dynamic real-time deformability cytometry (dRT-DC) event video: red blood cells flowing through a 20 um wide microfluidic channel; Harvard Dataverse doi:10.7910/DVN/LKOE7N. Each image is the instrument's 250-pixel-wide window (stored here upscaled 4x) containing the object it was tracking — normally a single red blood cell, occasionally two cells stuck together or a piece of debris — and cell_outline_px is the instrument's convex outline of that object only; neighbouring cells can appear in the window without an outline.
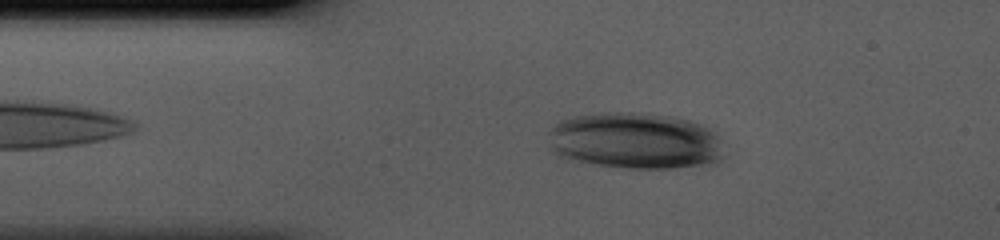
{"species": "human", "species_latin": "Homo sapiens", "temperature_condition": "cold", "stored_images_in_passage": 36, "camera_frame_rate_fps": 3000, "um_per_image_px": 0.085, "donor": {"sex": "male"}, "frame": {"image": 1, "passage_image": 6, "time_ms": 1.667, "image_size_px": [1000, 240], "cell_outline_px": [[724, 156], [716, 164], [672, 168], [628, 168], [580, 164], [568, 160], [552, 152], [548, 132], [560, 120], [572, 116], [604, 112], [640, 112], [672, 116], [688, 120], [700, 124], [708, 128], [716, 136]], "centroid_in_image_um": [53.93, 11.98], "position_along_channel_um": 31.1, "area_um2": 58.61}}
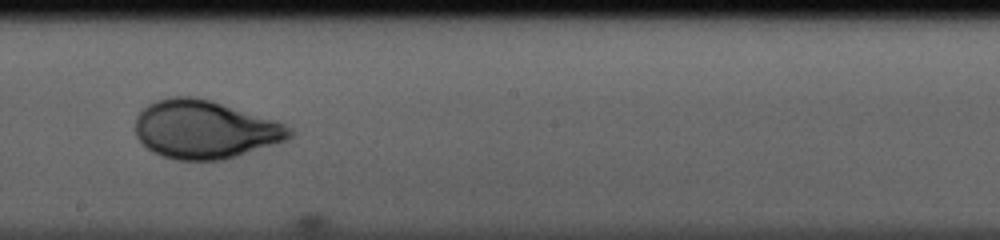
{"frame": {"image": 2, "passage_image": 22, "time_ms": 7.0, "image_size_px": [1000, 240], "cell_outline_px": [[296, 132], [292, 136], [284, 140], [224, 160], [176, 160], [160, 156], [152, 152], [136, 136], [136, 116], [148, 104], [156, 100], [172, 96], [192, 96], [212, 100], [276, 120], [292, 128]], "centroid_in_image_um": [17.4, 11.0], "position_along_channel_um": 230.8, "area_um2": 52.42}}
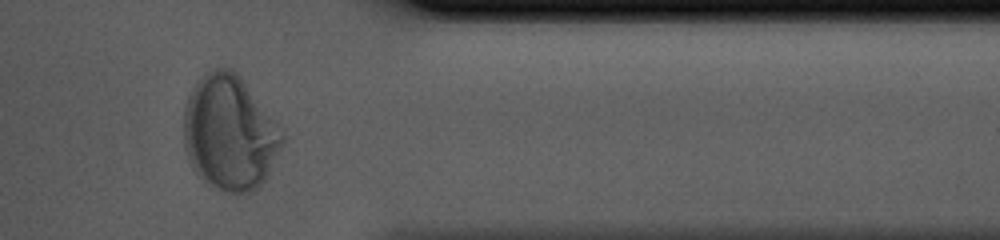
{"frame": {"image": 3, "passage_image": 34, "time_ms": 11.0, "image_size_px": [1000, 240], "cell_outline_px": [[284, 144], [268, 176], [252, 192], [232, 192], [220, 188], [212, 184], [200, 176], [192, 168], [184, 144], [184, 108], [188, 96], [192, 88], [212, 68], [232, 68], [240, 76], [284, 128]], "centroid_in_image_um": [19.58, 11.26], "position_along_channel_um": 391.8, "area_um2": 66.01}}